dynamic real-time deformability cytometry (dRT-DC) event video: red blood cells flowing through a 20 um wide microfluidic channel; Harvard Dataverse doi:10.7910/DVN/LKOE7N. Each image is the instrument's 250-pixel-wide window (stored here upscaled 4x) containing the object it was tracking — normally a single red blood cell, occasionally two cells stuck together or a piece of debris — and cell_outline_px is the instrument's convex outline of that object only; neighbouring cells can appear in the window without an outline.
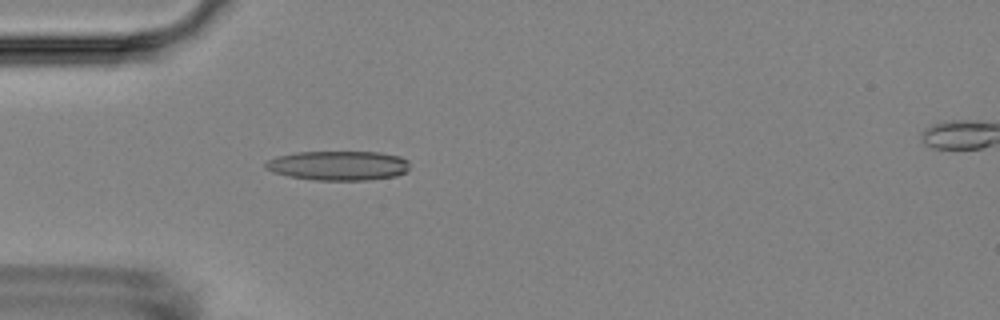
{"species": "Egyptian fruit bat (a non-hibernating species)", "species_latin": "Rousettus aegyptiacus", "temperature_condition": "room temperature", "stored_images_in_passage": 6, "camera_frame_rate_fps": 3000, "um_per_image_px": 0.085, "animal": {"sex": "female"}, "frame": {"image": 1, "passage_image": 5, "time_ms": 4.667, "image_size_px": [1000, 320], "cell_outline_px": [[408, 168], [404, 172], [396, 176], [368, 180], [316, 180], [288, 176], [272, 172], [264, 168], [264, 164], [268, 160], [276, 156], [296, 152], [380, 152], [400, 156], [408, 160]], "centroid_in_image_um": [28.73, 14.07], "position_along_channel_um": 56.3, "area_um2": 24.85}}